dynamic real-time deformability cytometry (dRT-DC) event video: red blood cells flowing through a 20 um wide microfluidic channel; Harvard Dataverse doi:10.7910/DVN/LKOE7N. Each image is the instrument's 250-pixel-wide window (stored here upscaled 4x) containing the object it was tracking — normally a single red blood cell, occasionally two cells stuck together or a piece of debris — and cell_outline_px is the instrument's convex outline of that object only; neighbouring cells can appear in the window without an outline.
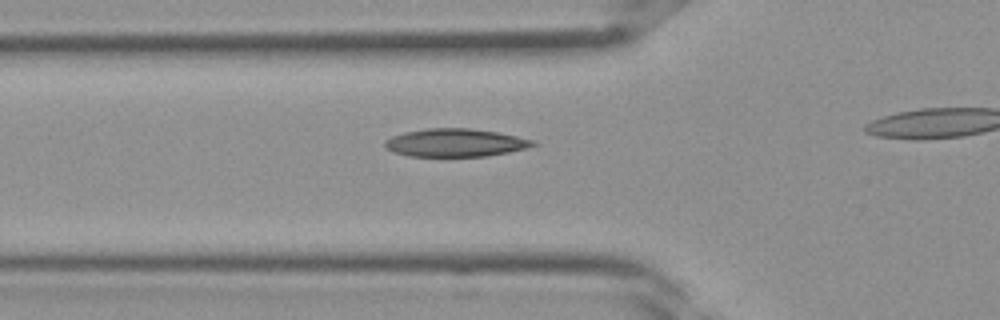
{"species": "Egyptian fruit bat (a non-hibernating species)", "species_latin": "Rousettus aegyptiacus", "temperature_condition": "room temperature", "stored_images_in_passage": 16, "camera_frame_rate_fps": 3000, "um_per_image_px": 0.085, "frame": {"image": 1, "passage_image": 10, "time_ms": 3.0, "image_size_px": [1000, 320], "cell_outline_px": [[540, 144], [508, 152], [484, 156], [408, 156], [392, 152], [384, 148], [384, 140], [392, 136], [404, 132], [428, 128], [468, 128], [496, 132], [536, 140]], "centroid_in_image_um": [38.67, 12.13], "position_along_channel_um": 87.1, "area_um2": 24.22}}
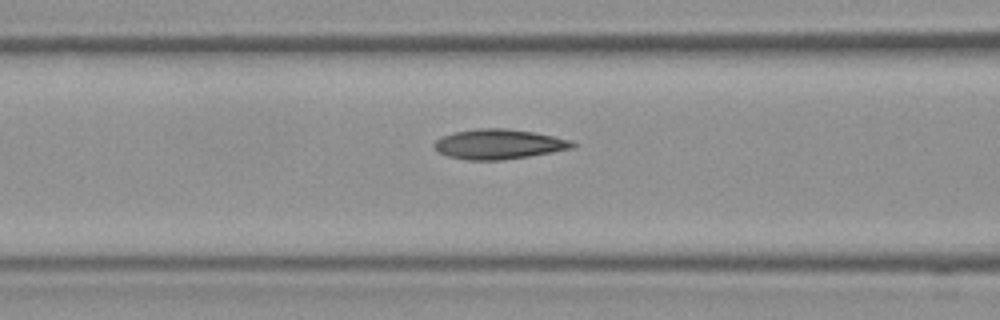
{"frame": {"image": 2, "passage_image": 12, "time_ms": 3.667, "image_size_px": [1000, 320], "cell_outline_px": [[576, 144], [572, 148], [552, 152], [528, 156], [500, 160], [468, 160], [448, 156], [440, 152], [432, 144], [440, 136], [456, 132], [476, 128], [508, 128], [532, 132], [552, 136], [568, 140]], "centroid_in_image_um": [42.35, 12.25], "position_along_channel_um": 124.3, "area_um2": 23.81}}
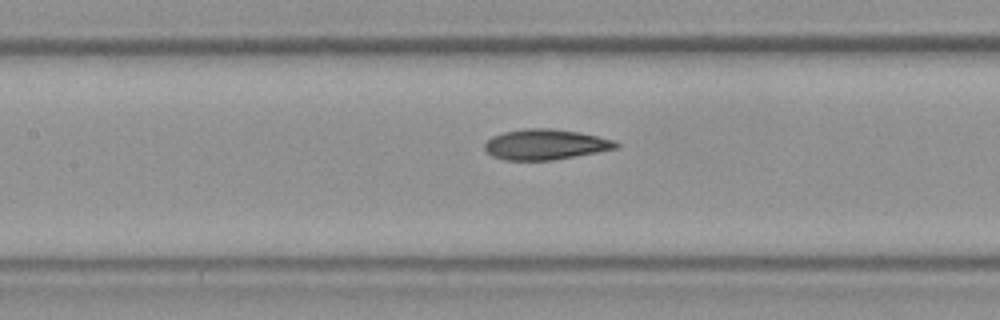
{"frame": {"image": 3, "passage_image": 14, "time_ms": 4.333, "image_size_px": [1000, 320], "cell_outline_px": [[620, 148], [552, 160], [504, 160], [492, 156], [484, 148], [484, 144], [492, 136], [504, 132], [524, 128], [552, 128], [576, 132], [596, 136], [612, 140], [620, 144]], "centroid_in_image_um": [46.34, 12.28], "position_along_channel_um": 161.1, "area_um2": 23.18}}